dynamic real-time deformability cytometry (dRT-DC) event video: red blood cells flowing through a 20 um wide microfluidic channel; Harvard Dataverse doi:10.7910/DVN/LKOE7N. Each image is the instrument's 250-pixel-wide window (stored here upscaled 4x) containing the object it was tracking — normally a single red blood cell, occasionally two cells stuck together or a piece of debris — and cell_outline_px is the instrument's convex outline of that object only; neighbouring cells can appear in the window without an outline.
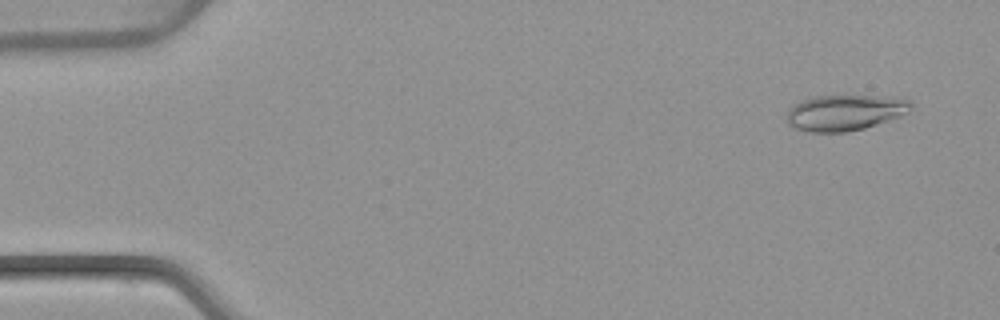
{"species": "common noctule bat (a hibernating species)", "species_latin": "Nyctalus noctula", "temperature_condition": "warm", "stored_images_in_passage": 5, "camera_frame_rate_fps": 3000, "um_per_image_px": 0.085, "animal": {"sex": "female", "body_mass_g": 22.7, "forearm_length_mm": 54.2}, "frame": {"image": 1, "passage_image": 1, "time_ms": 0.0, "image_size_px": [1000, 320], "cell_outline_px": [[912, 108], [908, 112], [900, 116], [864, 128], [848, 132], [812, 132], [796, 128], [788, 124], [784, 116], [788, 108], [792, 104], [812, 96], [872, 96], [908, 100], [912, 104]], "centroid_in_image_um": [71.73, 9.58], "position_along_channel_um": 13.3, "area_um2": 25.84}}